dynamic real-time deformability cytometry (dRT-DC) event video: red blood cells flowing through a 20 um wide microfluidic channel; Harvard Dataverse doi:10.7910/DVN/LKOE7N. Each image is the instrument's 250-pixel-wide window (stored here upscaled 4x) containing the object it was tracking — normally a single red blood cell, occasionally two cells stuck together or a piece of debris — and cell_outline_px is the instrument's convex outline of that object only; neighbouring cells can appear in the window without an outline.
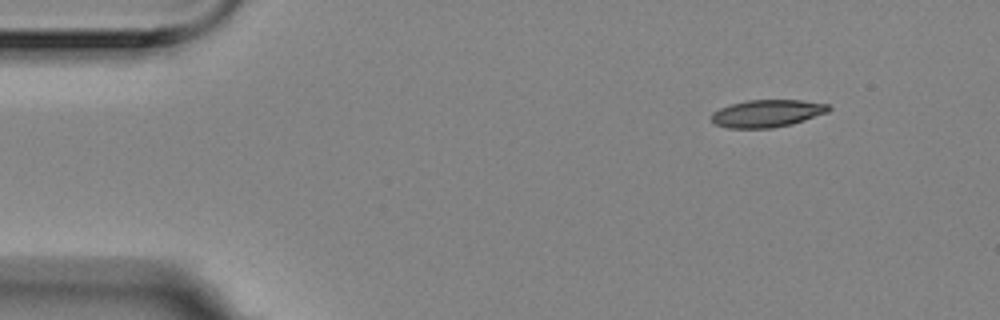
{"species": "Egyptian fruit bat (a non-hibernating species)", "species_latin": "Rousettus aegyptiacus", "temperature_condition": "room temperature", "stored_images_in_passage": 3, "camera_frame_rate_fps": 3000, "um_per_image_px": 0.085, "animal": {"sex": "female"}, "frame": {"image": 1, "passage_image": 1, "time_ms": 0.0, "image_size_px": [1000, 320], "cell_outline_px": [[832, 108], [828, 112], [792, 124], [772, 128], [728, 128], [716, 124], [712, 120], [712, 112], [720, 108], [732, 104], [748, 100], [800, 100], [828, 104]], "centroid_in_image_um": [65.22, 9.64], "position_along_channel_um": 19.8, "area_um2": 18.61}}
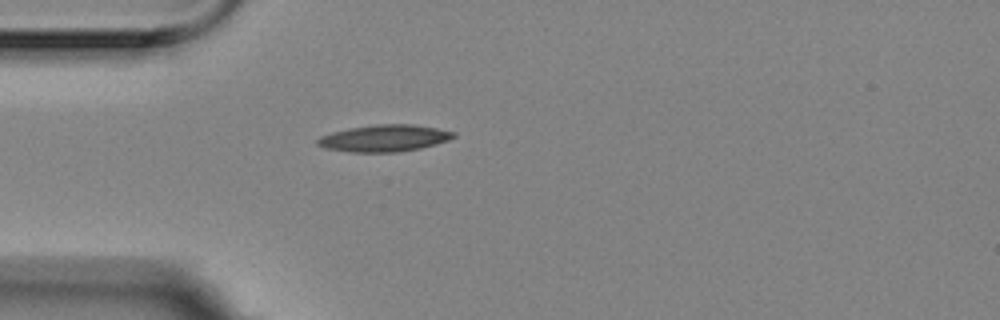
{"frame": {"image": 2, "passage_image": 3, "time_ms": 0.667, "image_size_px": [1000, 320], "cell_outline_px": [[456, 136], [448, 140], [436, 144], [420, 148], [396, 152], [352, 152], [324, 148], [316, 144], [316, 140], [320, 136], [332, 132], [348, 128], [376, 124], [412, 124], [436, 128], [456, 132]], "centroid_in_image_um": [32.65, 11.74], "position_along_channel_um": 52.4, "area_um2": 21.27}}